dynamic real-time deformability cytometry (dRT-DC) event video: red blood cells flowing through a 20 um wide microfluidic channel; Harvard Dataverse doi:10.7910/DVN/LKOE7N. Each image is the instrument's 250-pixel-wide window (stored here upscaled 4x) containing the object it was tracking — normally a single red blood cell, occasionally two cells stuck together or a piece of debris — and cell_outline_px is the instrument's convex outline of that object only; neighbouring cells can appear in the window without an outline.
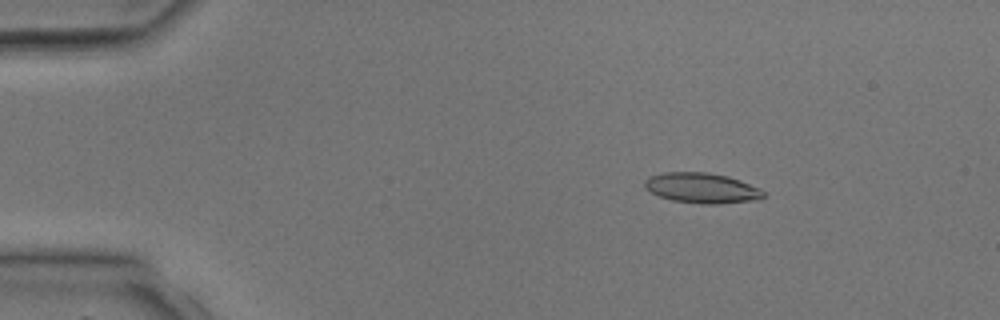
{"species": "common noctule bat (a hibernating species)", "species_latin": "Nyctalus noctula", "temperature_condition": "room temperature", "stored_images_in_passage": 3, "camera_frame_rate_fps": 3000, "um_per_image_px": 0.085, "animal": {"sex": "male", "body_mass_g": 17.9, "forearm_length_mm": 54.2}, "frame": {"image": 1, "passage_image": 1, "time_ms": 0.0, "image_size_px": [1000, 320], "cell_outline_px": [[764, 196], [760, 200], [720, 204], [704, 204], [672, 200], [660, 196], [644, 188], [644, 180], [648, 176], [664, 172], [708, 172], [728, 176], [740, 180], [760, 188], [764, 192]], "centroid_in_image_um": [59.67, 15.98], "position_along_channel_um": 25.3, "area_um2": 21.15}}